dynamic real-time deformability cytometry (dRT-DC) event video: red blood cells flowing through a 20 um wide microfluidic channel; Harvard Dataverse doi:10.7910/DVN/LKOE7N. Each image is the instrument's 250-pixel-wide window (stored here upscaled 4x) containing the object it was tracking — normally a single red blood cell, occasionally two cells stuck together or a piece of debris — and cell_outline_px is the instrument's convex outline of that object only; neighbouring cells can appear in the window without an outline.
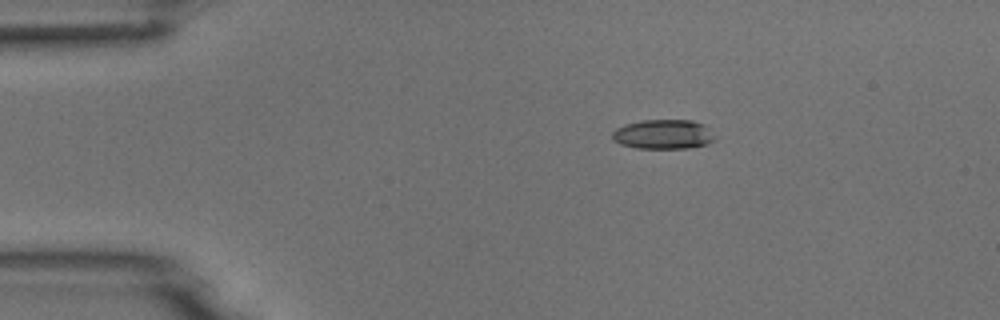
{"species": "common noctule bat (a hibernating species)", "species_latin": "Nyctalus noctula", "temperature_condition": "room temperature", "stored_images_in_passage": 4, "camera_frame_rate_fps": 3000, "um_per_image_px": 0.085, "animal": {"sex": "male", "body_mass_g": 18.8}, "frame": {"image": 1, "passage_image": 1, "time_ms": 0.0, "image_size_px": [1000, 320], "cell_outline_px": [[716, 136], [708, 144], [688, 148], [636, 148], [620, 144], [612, 140], [612, 132], [616, 128], [624, 124], [640, 120], [692, 120], [704, 124]], "centroid_in_image_um": [56.36, 11.41], "position_along_channel_um": 28.6, "area_um2": 17.8}}
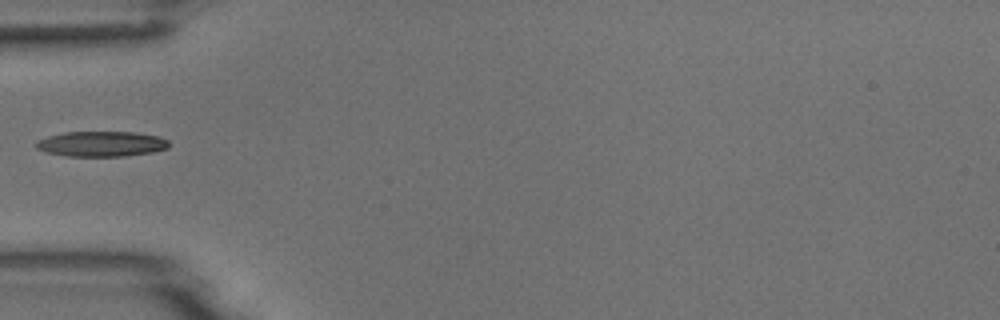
{"frame": {"image": 2, "passage_image": 3, "time_ms": 0.667, "image_size_px": [1000, 320], "cell_outline_px": [[172, 144], [168, 148], [152, 152], [124, 156], [64, 156], [44, 152], [36, 148], [36, 140], [48, 136], [64, 132], [136, 132], [160, 136], [168, 140]], "centroid_in_image_um": [8.63, 12.23], "position_along_channel_um": 76.4, "area_um2": 19.83}}